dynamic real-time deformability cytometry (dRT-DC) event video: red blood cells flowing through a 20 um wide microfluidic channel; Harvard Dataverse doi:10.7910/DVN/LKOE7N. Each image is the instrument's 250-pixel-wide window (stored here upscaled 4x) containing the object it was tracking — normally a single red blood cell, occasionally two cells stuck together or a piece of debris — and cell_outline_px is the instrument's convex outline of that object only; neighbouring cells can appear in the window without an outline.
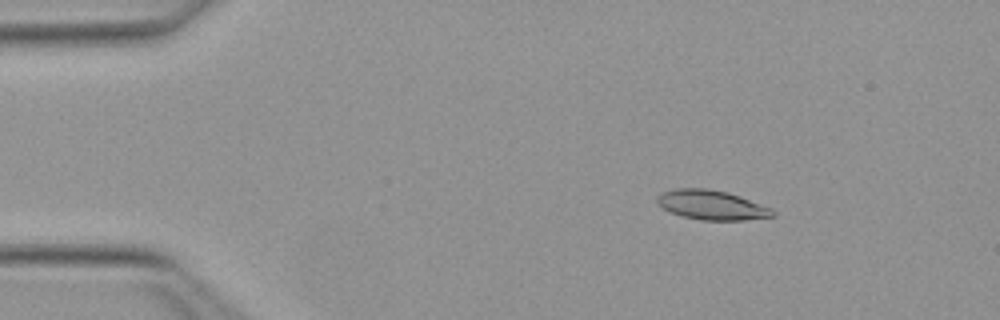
{"species": "Egyptian fruit bat (a non-hibernating species)", "species_latin": "Rousettus aegyptiacus", "temperature_condition": "warm", "stored_images_in_passage": 51, "camera_frame_rate_fps": 3000, "um_per_image_px": 0.085, "animal": {"sex": "female"}, "frame": {"image": 1, "passage_image": 8, "time_ms": 2.333, "image_size_px": [1000, 320], "cell_outline_px": [[776, 216], [744, 220], [700, 220], [684, 216], [672, 212], [664, 208], [656, 200], [656, 196], [660, 192], [676, 188], [704, 188], [728, 192], [740, 196], [772, 208], [776, 212]], "centroid_in_image_um": [60.52, 17.42], "position_along_channel_um": 24.5, "area_um2": 19.88}}
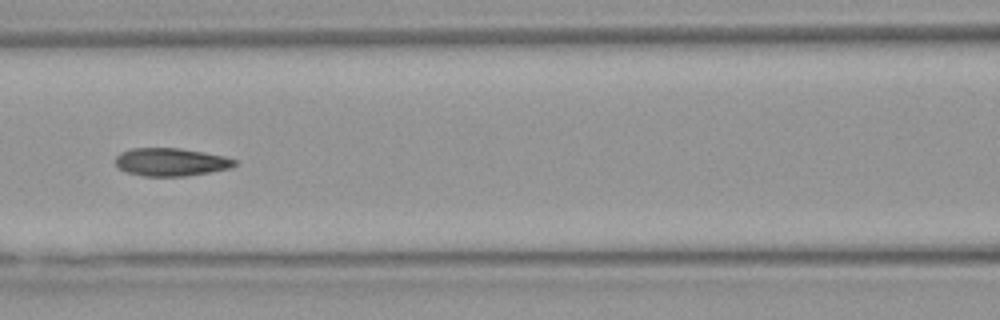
{"frame": {"image": 2, "passage_image": 23, "time_ms": 7.333, "image_size_px": [1000, 320], "cell_outline_px": [[236, 164], [232, 168], [184, 176], [144, 176], [128, 172], [120, 168], [116, 164], [116, 156], [120, 152], [132, 148], [180, 148], [204, 152], [224, 156], [236, 160]], "centroid_in_image_um": [14.54, 13.76], "position_along_channel_um": 152.1, "area_um2": 19.31}}
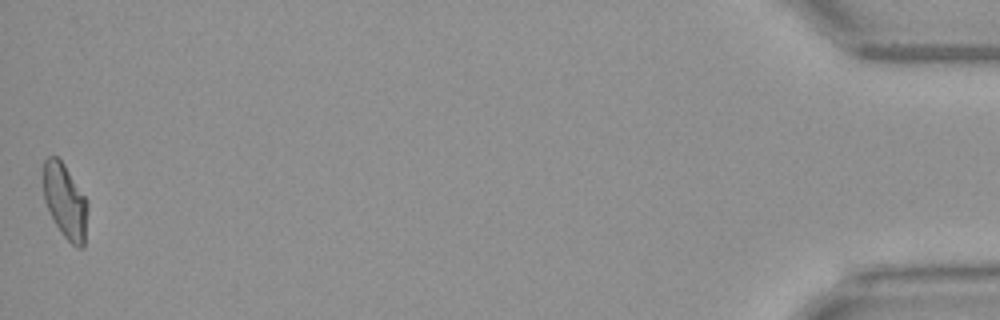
{"frame": {"image": 3, "passage_image": 51, "time_ms": 16.667, "image_size_px": [1000, 320], "cell_outline_px": [[88, 204], [84, 248], [76, 248], [60, 232], [44, 200], [44, 160], [48, 156], [56, 156], [64, 164], [88, 200]], "centroid_in_image_um": [5.56, 17.12], "position_along_channel_um": 429.6, "area_um2": 19.19}, "authors_computed_cell_mechanics": {"area_um2": 19.5364, "velocity_mm_per_s": 4.0263, "shape_relaxation_time_tau1_ms": null, "shape_relaxation_time_tau2_ms": 1.7587, "deformation_change_tau1": null, "deformation_change_tau2": 0.0868}}